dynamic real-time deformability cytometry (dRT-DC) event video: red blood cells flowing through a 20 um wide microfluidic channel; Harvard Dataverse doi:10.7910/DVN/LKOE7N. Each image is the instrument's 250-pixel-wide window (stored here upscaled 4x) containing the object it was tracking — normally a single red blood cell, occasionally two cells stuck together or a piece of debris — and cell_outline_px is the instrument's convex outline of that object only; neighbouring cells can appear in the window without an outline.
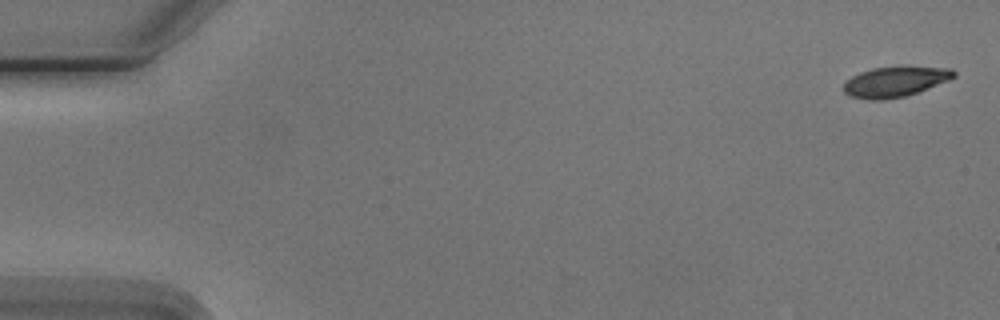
{"species": "Egyptian fruit bat (a non-hibernating species)", "species_latin": "Rousettus aegyptiacus", "temperature_condition": "cold", "stored_images_in_passage": 5, "camera_frame_rate_fps": 3000, "um_per_image_px": 0.085, "animal": {"sex": "male"}, "frame": {"image": 1, "passage_image": 1, "time_ms": 0.0, "image_size_px": [1000, 320], "cell_outline_px": [[956, 76], [948, 80], [928, 88], [904, 96], [884, 100], [868, 100], [848, 96], [844, 92], [844, 84], [852, 76], [860, 72], [872, 68], [908, 64], [952, 68], [956, 72]], "centroid_in_image_um": [76.12, 6.9], "position_along_channel_um": 8.9, "area_um2": 20.06}}
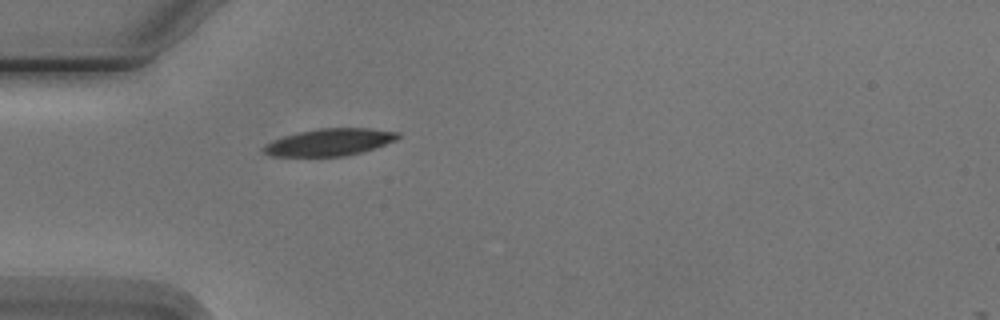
{"frame": {"image": 2, "passage_image": 5, "time_ms": 5.0, "image_size_px": [1000, 320], "cell_outline_px": [[400, 136], [396, 140], [360, 152], [344, 156], [272, 156], [264, 152], [260, 148], [264, 144], [272, 140], [284, 136], [300, 132], [320, 128], [368, 128], [400, 132]], "centroid_in_image_um": [27.97, 12.08], "position_along_channel_um": 57.0, "area_um2": 21.04}}